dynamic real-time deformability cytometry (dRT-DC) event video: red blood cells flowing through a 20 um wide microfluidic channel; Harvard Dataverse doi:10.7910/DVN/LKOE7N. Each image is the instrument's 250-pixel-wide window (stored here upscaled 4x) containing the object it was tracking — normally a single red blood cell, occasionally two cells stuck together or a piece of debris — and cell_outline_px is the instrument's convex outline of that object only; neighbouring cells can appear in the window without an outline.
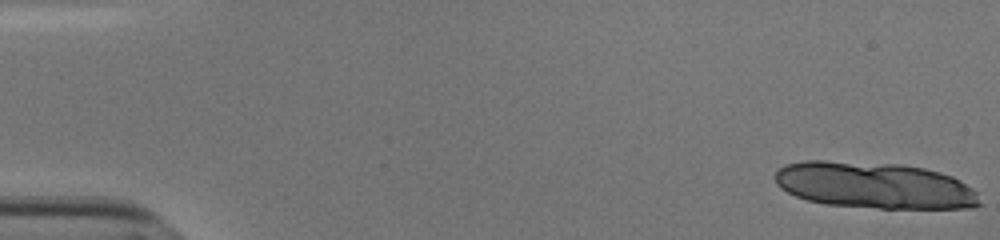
{"species": "human", "species_latin": "Homo sapiens", "temperature_condition": "cold", "stored_images_in_passage": 17, "camera_frame_rate_fps": 3000, "um_per_image_px": 0.085, "donor": {"sex": "male"}, "frame": {"image": 1, "passage_image": 1, "time_ms": 0.0, "image_size_px": [1000, 240], "cell_outline_px": [[980, 204], [972, 208], [880, 208], [828, 204], [808, 200], [796, 196], [780, 188], [776, 184], [776, 172], [784, 164], [804, 160], [824, 160], [900, 164], [924, 168], [940, 172], [952, 176], [972, 188], [976, 192]], "centroid_in_image_um": [74.31, 15.74], "position_along_channel_um": 10.7, "area_um2": 55.26}}